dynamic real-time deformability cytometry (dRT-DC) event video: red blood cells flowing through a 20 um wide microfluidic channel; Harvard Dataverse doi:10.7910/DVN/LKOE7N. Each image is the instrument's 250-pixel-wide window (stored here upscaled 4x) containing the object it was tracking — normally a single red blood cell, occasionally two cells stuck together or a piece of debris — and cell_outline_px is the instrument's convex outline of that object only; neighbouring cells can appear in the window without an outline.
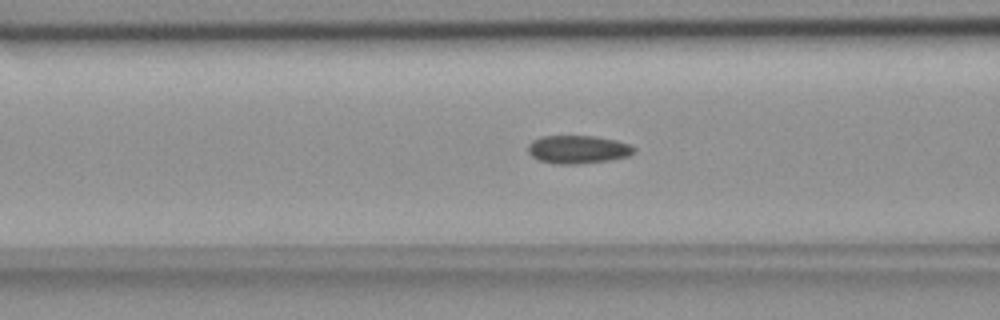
{"species": "common noctule bat (a hibernating species)", "species_latin": "Nyctalus noctula", "temperature_condition": "room temperature", "stored_images_in_passage": 56, "camera_frame_rate_fps": 3000, "um_per_image_px": 0.085, "animal": {"sex": "female", "body_mass_g": 18.4}, "frame": {"image": 1, "passage_image": 22, "time_ms": 7.0, "image_size_px": [1000, 320], "cell_outline_px": [[636, 152], [628, 156], [608, 160], [576, 164], [556, 164], [540, 160], [532, 156], [528, 152], [528, 144], [532, 140], [540, 136], [596, 136], [616, 140], [632, 144], [636, 148]], "centroid_in_image_um": [49.15, 12.69], "position_along_channel_um": 117.5, "area_um2": 17.51}}
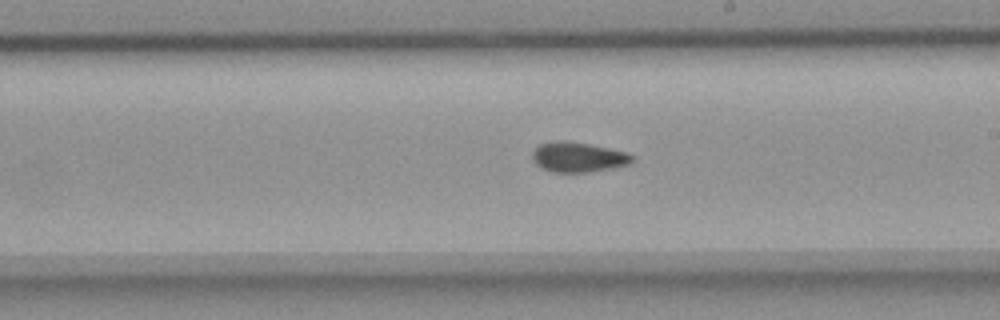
{"frame": {"image": 2, "passage_image": 32, "time_ms": 10.333, "image_size_px": [1000, 320], "cell_outline_px": [[632, 160], [628, 164], [588, 172], [552, 172], [540, 168], [532, 160], [532, 152], [540, 144], [556, 140], [564, 140], [588, 144], [628, 152], [632, 156]], "centroid_in_image_um": [49.08, 13.35], "position_along_channel_um": 239.9, "area_um2": 17.28}}
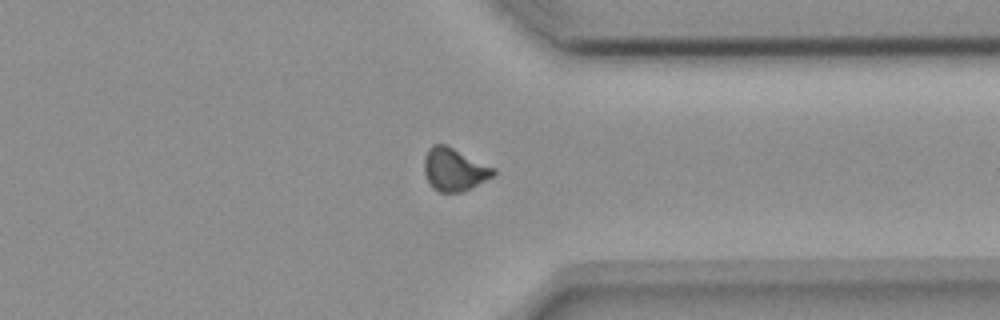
{"frame": {"image": 3, "passage_image": 43, "time_ms": 14.0, "image_size_px": [1000, 320], "cell_outline_px": [[496, 172], [492, 176], [460, 192], [440, 192], [432, 188], [424, 172], [424, 156], [428, 148], [432, 144], [444, 144], [496, 168]], "centroid_in_image_um": [38.57, 14.39], "position_along_channel_um": 372.8, "area_um2": 16.99}, "authors_computed_cell_mechanics": {"area_um2": 17.1955, "velocity_mm_per_s": 3.6842, "shape_relaxation_time_tau1_ms": null, "shape_relaxation_time_tau2_ms": 7.2251, "deformation_change_tau1": null, "deformation_change_tau2": 0.0976}}